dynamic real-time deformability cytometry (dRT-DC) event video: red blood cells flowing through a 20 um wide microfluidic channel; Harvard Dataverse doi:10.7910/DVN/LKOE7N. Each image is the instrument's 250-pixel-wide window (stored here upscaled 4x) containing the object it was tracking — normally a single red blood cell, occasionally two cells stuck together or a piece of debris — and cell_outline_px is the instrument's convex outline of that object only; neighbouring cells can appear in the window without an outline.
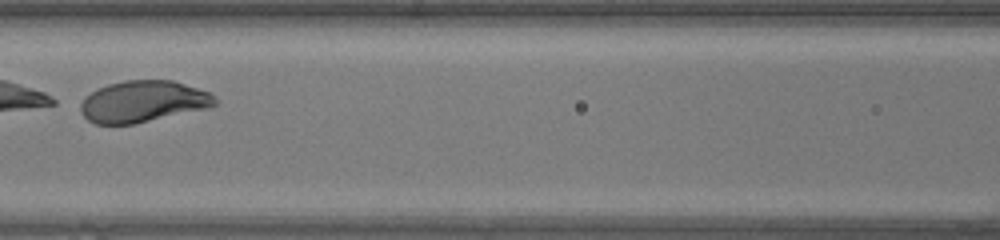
{"species": "human", "species_latin": "Homo sapiens", "temperature_condition": "warm", "stored_images_in_passage": 30, "camera_frame_rate_fps": 3000, "um_per_image_px": 0.085, "donor": {"sex": "female"}, "frame": {"image": 1, "passage_image": 13, "time_ms": 4.0, "image_size_px": [1000, 240], "cell_outline_px": [[216, 104], [208, 108], [132, 124], [96, 124], [88, 120], [80, 112], [80, 104], [84, 96], [96, 88], [108, 84], [124, 80], [172, 80], [208, 92], [216, 96]], "centroid_in_image_um": [12.11, 8.62], "position_along_channel_um": 154.5, "area_um2": 32.48}, "authors_computed_cell_mechanics": {"area_um2": 33.813, "velocity_mm_per_s": 4.2053, "shape_relaxation_time_tau1_ms": 1.6206, "shape_relaxation_time_tau2_ms": null, "deformation_change_tau1": 0.3569, "deformation_change_tau2": null}}